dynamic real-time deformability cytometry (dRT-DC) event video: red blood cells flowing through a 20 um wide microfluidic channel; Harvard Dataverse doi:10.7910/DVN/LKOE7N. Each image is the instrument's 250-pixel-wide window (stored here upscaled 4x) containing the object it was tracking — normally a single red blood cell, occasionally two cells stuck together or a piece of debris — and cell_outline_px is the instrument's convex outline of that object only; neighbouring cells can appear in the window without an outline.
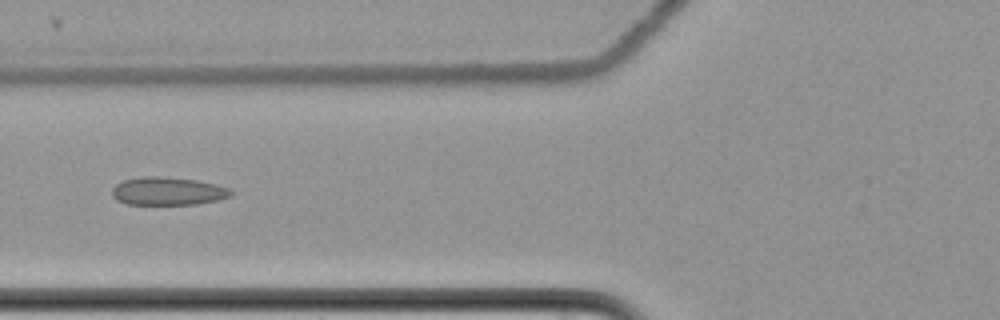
{"species": "common noctule bat (a hibernating species)", "species_latin": "Nyctalus noctula", "temperature_condition": "cold", "stored_images_in_passage": 9, "camera_frame_rate_fps": 3000, "um_per_image_px": 0.085, "animal": {"sex": "female", "body_mass_g": 22.7, "forearm_length_mm": 54.2}, "frame": {"image": 1, "passage_image": 8, "time_ms": 2.333, "image_size_px": [1000, 320], "cell_outline_px": [[232, 196], [216, 200], [196, 204], [128, 204], [116, 200], [112, 196], [112, 188], [116, 184], [124, 180], [144, 176], [164, 176], [196, 180], [216, 184], [228, 188], [232, 192]], "centroid_in_image_um": [14.25, 16.24], "position_along_channel_um": 111.6, "area_um2": 19.42}}
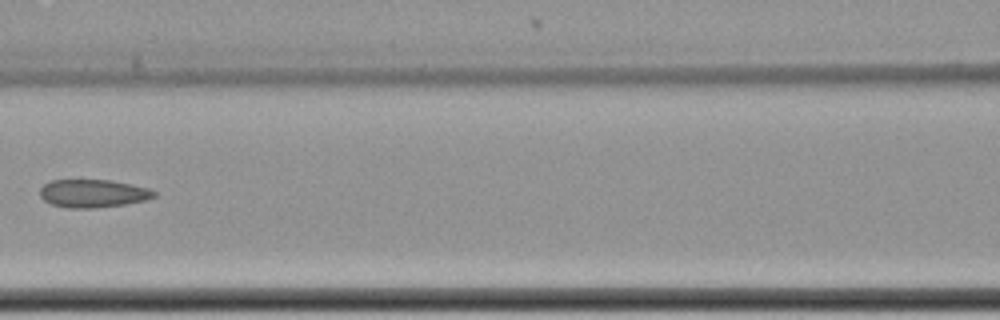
{"frame": {"image": 2, "passage_image": 9, "time_ms": 2.667, "image_size_px": [1000, 320], "cell_outline_px": [[156, 196], [144, 200], [124, 204], [96, 208], [68, 208], [52, 204], [44, 200], [40, 196], [40, 188], [44, 184], [52, 180], [112, 180], [132, 184], [148, 188], [156, 192]], "centroid_in_image_um": [7.9, 16.44], "position_along_channel_um": 158.7, "area_um2": 18.61}}